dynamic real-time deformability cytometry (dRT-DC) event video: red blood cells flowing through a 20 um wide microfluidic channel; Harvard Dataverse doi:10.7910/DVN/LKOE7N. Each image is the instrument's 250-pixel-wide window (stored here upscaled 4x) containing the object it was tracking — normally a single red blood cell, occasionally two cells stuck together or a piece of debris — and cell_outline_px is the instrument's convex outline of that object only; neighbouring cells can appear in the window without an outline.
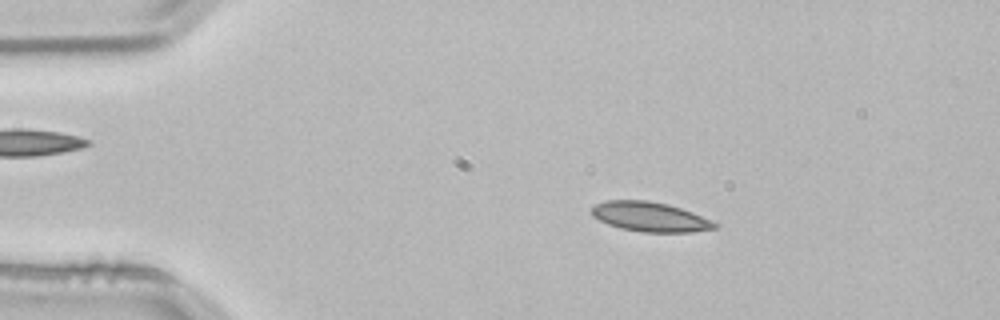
{"species": "common noctule bat (a hibernating species)", "species_latin": "Nyctalus noctula", "temperature_condition": "room temperature", "stored_images_in_passage": 52, "camera_frame_rate_fps": 3000, "um_per_image_px": 0.085, "animal": {"sex": "male", "body_mass_g": 21.5, "forearm_length_mm": 52.0}, "frame": {"image": 1, "passage_image": 9, "time_ms": 2.667, "image_size_px": [1000, 320], "cell_outline_px": [[720, 224], [716, 228], [692, 232], [644, 232], [620, 228], [608, 224], [592, 216], [592, 208], [596, 204], [608, 200], [648, 200], [668, 204], [692, 212], [712, 220]], "centroid_in_image_um": [55.28, 18.43], "position_along_channel_um": 29.7, "area_um2": 21.21}}
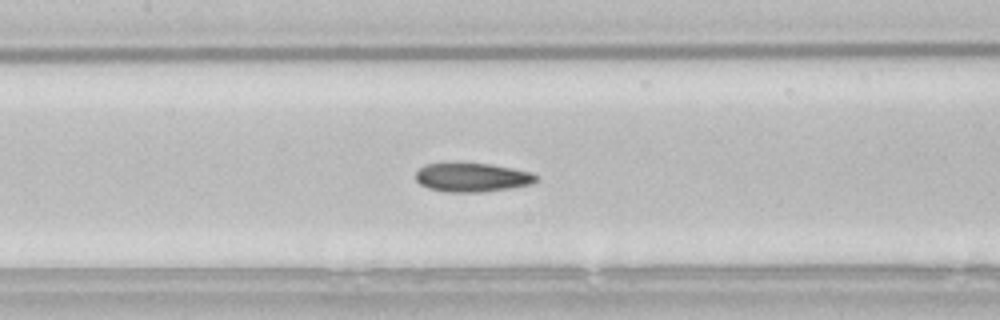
{"frame": {"image": 2, "passage_image": 24, "time_ms": 7.667, "image_size_px": [1000, 320], "cell_outline_px": [[536, 180], [532, 184], [508, 188], [480, 192], [444, 192], [428, 188], [420, 184], [416, 180], [416, 172], [424, 164], [488, 164], [512, 168], [532, 172], [536, 176]], "centroid_in_image_um": [40.11, 15.09], "position_along_channel_um": 167.3, "area_um2": 19.94}}
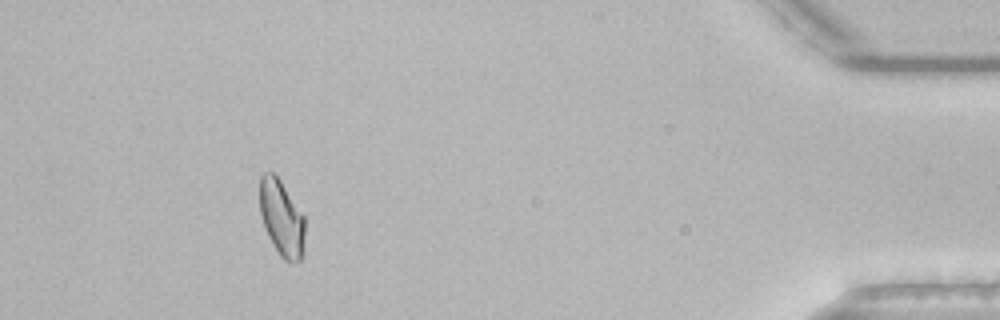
{"frame": {"image": 3, "passage_image": 48, "time_ms": 15.667, "image_size_px": [1000, 320], "cell_outline_px": [[304, 248], [300, 260], [296, 264], [284, 260], [280, 256], [272, 244], [268, 236], [260, 212], [260, 176], [264, 172], [272, 172], [280, 180], [304, 216]], "centroid_in_image_um": [23.94, 18.57], "position_along_channel_um": 411.3, "area_um2": 19.94}, "authors_computed_cell_mechanics": {"area_um2": 20.6635, "velocity_mm_per_s": 3.8245, "shape_relaxation_time_tau1_ms": 8.5352, "shape_relaxation_time_tau2_ms": 6.5296, "deformation_change_tau1": 0.1607, "deformation_change_tau2": 0.1202}}